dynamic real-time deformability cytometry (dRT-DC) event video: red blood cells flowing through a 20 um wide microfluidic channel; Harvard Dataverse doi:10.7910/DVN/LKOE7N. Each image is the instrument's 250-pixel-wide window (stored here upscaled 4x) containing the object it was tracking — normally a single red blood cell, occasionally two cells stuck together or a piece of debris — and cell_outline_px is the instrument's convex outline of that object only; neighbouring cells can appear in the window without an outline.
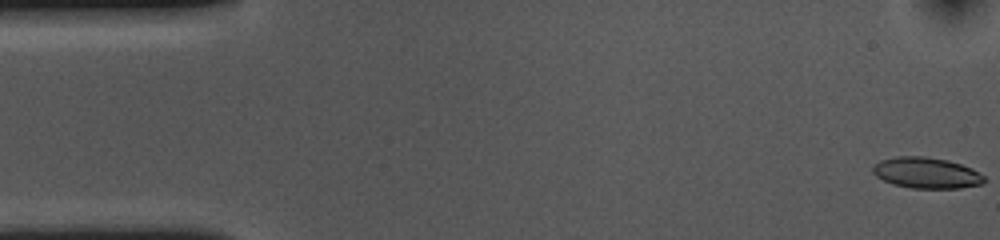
{"species": "common noctule bat (a hibernating species)", "species_latin": "Nyctalus noctula", "temperature_condition": "cold", "stored_images_in_passage": 54, "camera_frame_rate_fps": 3000, "um_per_image_px": 0.085, "animal": {"sex": "female", "body_mass_g": 10.0, "forearm_length_mm": 53.1}, "frame": {"image": 1, "passage_image": 1, "time_ms": 0.0, "image_size_px": [1000, 240], "cell_outline_px": [[984, 180], [980, 184], [960, 188], [912, 188], [892, 184], [876, 176], [872, 172], [872, 168], [880, 160], [896, 156], [924, 156], [948, 160], [972, 168], [984, 176]], "centroid_in_image_um": [78.72, 14.69], "position_along_channel_um": 6.3, "area_um2": 20.0}}
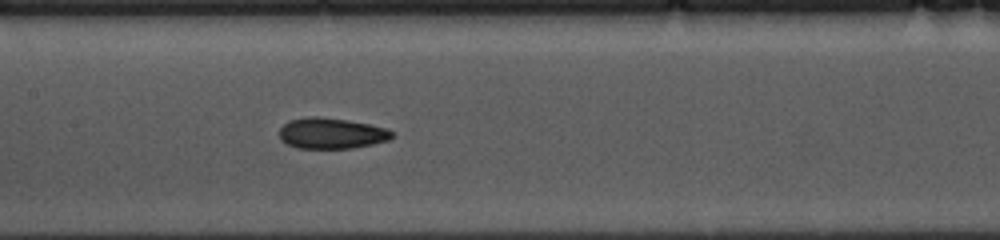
{"frame": {"image": 2, "passage_image": 25, "time_ms": 8.0, "image_size_px": [1000, 240], "cell_outline_px": [[396, 136], [388, 140], [372, 144], [352, 148], [296, 148], [280, 140], [280, 128], [288, 120], [312, 116], [320, 116], [348, 120], [388, 128], [396, 132]], "centroid_in_image_um": [28.21, 11.32], "position_along_channel_um": 179.2, "area_um2": 20.46}}
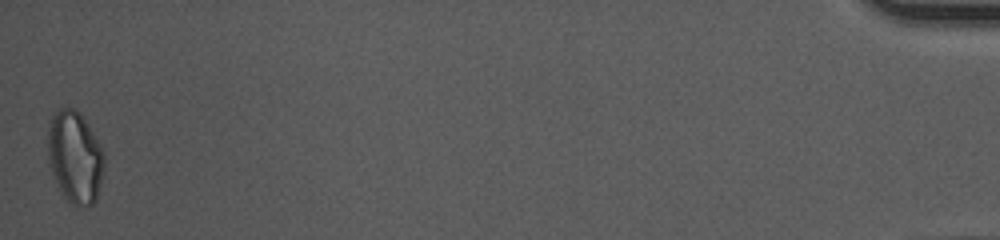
{"frame": {"image": 3, "passage_image": 54, "time_ms": 17.667, "image_size_px": [1000, 240], "cell_outline_px": [[104, 172], [96, 200], [92, 204], [80, 208], [76, 208], [68, 204], [52, 172], [48, 160], [48, 128], [52, 116], [60, 108], [76, 108], [80, 112], [104, 148]], "centroid_in_image_um": [6.4, 13.37], "position_along_channel_um": 428.8, "area_um2": 30.69}, "authors_computed_cell_mechanics": {"area_um2": 20.5479, "velocity_mm_per_s": 3.6225, "shape_relaxation_time_tau1_ms": 6.769, "shape_relaxation_time_tau2_ms": 3.5362, "deformation_change_tau1": 0.1444, "deformation_change_tau2": 0.1022}}